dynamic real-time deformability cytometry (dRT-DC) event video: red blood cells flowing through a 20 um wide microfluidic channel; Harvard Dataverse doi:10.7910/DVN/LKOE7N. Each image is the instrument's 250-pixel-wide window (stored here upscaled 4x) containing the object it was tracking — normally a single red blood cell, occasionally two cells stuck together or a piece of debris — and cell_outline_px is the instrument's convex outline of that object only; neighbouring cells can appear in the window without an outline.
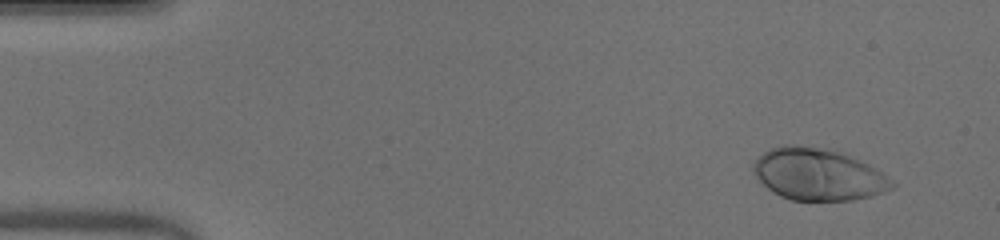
{"species": "human", "species_latin": "Homo sapiens", "temperature_condition": "warm", "stored_images_in_passage": 48, "camera_frame_rate_fps": 3000, "um_per_image_px": 0.085, "donor": {"sex": "male"}, "frame": {"image": 1, "passage_image": 1, "time_ms": 0.0, "image_size_px": [1000, 240], "cell_outline_px": [[896, 184], [892, 188], [884, 192], [872, 196], [852, 200], [792, 200], [780, 196], [772, 192], [756, 176], [752, 168], [752, 164], [764, 152], [772, 148], [784, 144], [792, 144], [816, 148], [836, 152], [848, 156], [868, 164], [888, 176]], "centroid_in_image_um": [69.54, 14.84], "position_along_channel_um": 15.5, "area_um2": 41.33}}
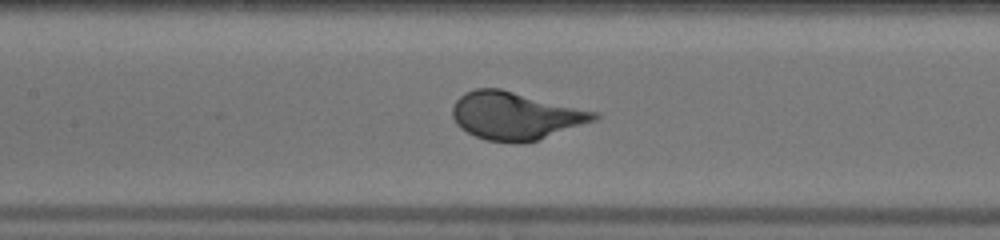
{"frame": {"image": 2, "passage_image": 21, "time_ms": 6.667, "image_size_px": [1000, 240], "cell_outline_px": [[600, 116], [596, 120], [536, 140], [520, 144], [516, 144], [484, 140], [460, 128], [456, 124], [452, 116], [452, 108], [456, 100], [464, 92], [476, 88], [500, 88], [600, 112]], "centroid_in_image_um": [43.81, 9.84], "position_along_channel_um": 163.6, "area_um2": 39.65}}
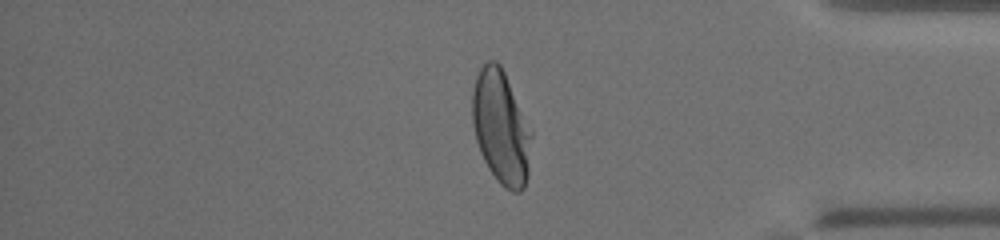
{"frame": {"image": 3, "passage_image": 40, "time_ms": 13.0, "image_size_px": [1000, 240], "cell_outline_px": [[532, 136], [528, 176], [524, 188], [520, 192], [512, 192], [500, 184], [496, 180], [488, 168], [480, 152], [476, 140], [472, 124], [472, 92], [476, 76], [480, 68], [488, 60], [496, 60], [500, 64], [504, 72], [532, 132]], "centroid_in_image_um": [42.58, 10.85], "position_along_channel_um": 392.6, "area_um2": 39.19}, "authors_computed_cell_mechanics": {"area_um2": 39.015, "velocity_mm_per_s": 3.9897, "shape_relaxation_time_tau1_ms": 2.2686, "shape_relaxation_time_tau2_ms": null, "deformation_change_tau1": 0.1744, "deformation_change_tau2": null}}